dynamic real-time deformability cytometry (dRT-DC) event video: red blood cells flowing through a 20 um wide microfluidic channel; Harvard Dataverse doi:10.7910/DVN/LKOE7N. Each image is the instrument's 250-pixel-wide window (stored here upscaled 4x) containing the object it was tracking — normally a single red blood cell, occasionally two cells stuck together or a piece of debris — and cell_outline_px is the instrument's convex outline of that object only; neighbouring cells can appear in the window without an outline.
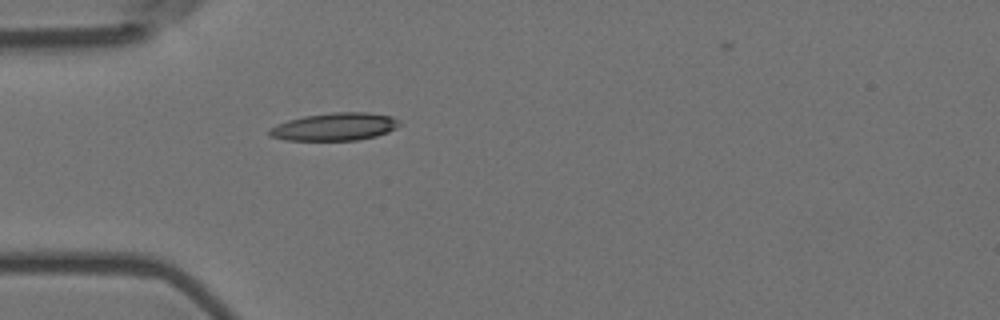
{"species": "Egyptian fruit bat (a non-hibernating species)", "species_latin": "Rousettus aegyptiacus", "temperature_condition": "room temperature", "stored_images_in_passage": 6, "camera_frame_rate_fps": 3000, "um_per_image_px": 0.085, "animal": {"sex": "female"}, "frame": {"image": 1, "passage_image": 5, "time_ms": 1.333, "image_size_px": [1000, 320], "cell_outline_px": [[404, 124], [388, 132], [376, 136], [356, 140], [288, 140], [268, 136], [268, 128], [288, 120], [304, 116], [332, 112], [368, 112], [392, 116], [400, 120]], "centroid_in_image_um": [28.49, 10.76], "position_along_channel_um": 56.5, "area_um2": 21.21}}